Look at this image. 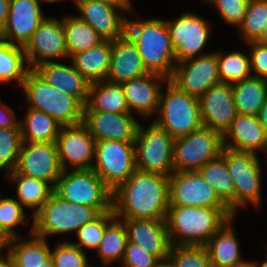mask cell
<instances>
[{
    "label": "cell",
    "instance_id": "6f0895ef",
    "mask_svg": "<svg viewBox=\"0 0 267 267\" xmlns=\"http://www.w3.org/2000/svg\"><path fill=\"white\" fill-rule=\"evenodd\" d=\"M154 267H172L170 261L164 260V261H159Z\"/></svg>",
    "mask_w": 267,
    "mask_h": 267
},
{
    "label": "cell",
    "instance_id": "ac0fdd59",
    "mask_svg": "<svg viewBox=\"0 0 267 267\" xmlns=\"http://www.w3.org/2000/svg\"><path fill=\"white\" fill-rule=\"evenodd\" d=\"M55 142L62 170L92 169L96 140L83 123L62 126Z\"/></svg>",
    "mask_w": 267,
    "mask_h": 267
},
{
    "label": "cell",
    "instance_id": "ffe728a7",
    "mask_svg": "<svg viewBox=\"0 0 267 267\" xmlns=\"http://www.w3.org/2000/svg\"><path fill=\"white\" fill-rule=\"evenodd\" d=\"M167 80L162 75L148 72L122 83L129 112L147 120L151 116L156 117L160 94Z\"/></svg>",
    "mask_w": 267,
    "mask_h": 267
},
{
    "label": "cell",
    "instance_id": "d6986e66",
    "mask_svg": "<svg viewBox=\"0 0 267 267\" xmlns=\"http://www.w3.org/2000/svg\"><path fill=\"white\" fill-rule=\"evenodd\" d=\"M198 99L203 127L223 135L237 114L232 84L214 85Z\"/></svg>",
    "mask_w": 267,
    "mask_h": 267
},
{
    "label": "cell",
    "instance_id": "4316f807",
    "mask_svg": "<svg viewBox=\"0 0 267 267\" xmlns=\"http://www.w3.org/2000/svg\"><path fill=\"white\" fill-rule=\"evenodd\" d=\"M27 240L23 236L9 239L6 255L14 267H39L51 257V246L48 239L33 233L30 227Z\"/></svg>",
    "mask_w": 267,
    "mask_h": 267
},
{
    "label": "cell",
    "instance_id": "8992f818",
    "mask_svg": "<svg viewBox=\"0 0 267 267\" xmlns=\"http://www.w3.org/2000/svg\"><path fill=\"white\" fill-rule=\"evenodd\" d=\"M100 213L93 207L71 204L53 191L45 204L32 216L33 233L45 239L52 235L74 233Z\"/></svg>",
    "mask_w": 267,
    "mask_h": 267
},
{
    "label": "cell",
    "instance_id": "44dd1931",
    "mask_svg": "<svg viewBox=\"0 0 267 267\" xmlns=\"http://www.w3.org/2000/svg\"><path fill=\"white\" fill-rule=\"evenodd\" d=\"M39 0H10L9 14L1 40L24 47L45 19Z\"/></svg>",
    "mask_w": 267,
    "mask_h": 267
},
{
    "label": "cell",
    "instance_id": "1f68e13d",
    "mask_svg": "<svg viewBox=\"0 0 267 267\" xmlns=\"http://www.w3.org/2000/svg\"><path fill=\"white\" fill-rule=\"evenodd\" d=\"M236 111L257 116L267 95V80L250 77L232 84Z\"/></svg>",
    "mask_w": 267,
    "mask_h": 267
},
{
    "label": "cell",
    "instance_id": "cb8c5ba5",
    "mask_svg": "<svg viewBox=\"0 0 267 267\" xmlns=\"http://www.w3.org/2000/svg\"><path fill=\"white\" fill-rule=\"evenodd\" d=\"M222 137L223 147L257 154L261 151L267 159V131L257 116L237 113Z\"/></svg>",
    "mask_w": 267,
    "mask_h": 267
},
{
    "label": "cell",
    "instance_id": "b9f144b4",
    "mask_svg": "<svg viewBox=\"0 0 267 267\" xmlns=\"http://www.w3.org/2000/svg\"><path fill=\"white\" fill-rule=\"evenodd\" d=\"M115 218L113 209L101 213L93 221L86 223L81 227L77 233V242H72L74 245L80 247L83 251L87 248L89 250L95 251L100 244L106 226Z\"/></svg>",
    "mask_w": 267,
    "mask_h": 267
},
{
    "label": "cell",
    "instance_id": "83f0119b",
    "mask_svg": "<svg viewBox=\"0 0 267 267\" xmlns=\"http://www.w3.org/2000/svg\"><path fill=\"white\" fill-rule=\"evenodd\" d=\"M229 219L205 244L212 267H231L242 261L241 244Z\"/></svg>",
    "mask_w": 267,
    "mask_h": 267
},
{
    "label": "cell",
    "instance_id": "60d3db41",
    "mask_svg": "<svg viewBox=\"0 0 267 267\" xmlns=\"http://www.w3.org/2000/svg\"><path fill=\"white\" fill-rule=\"evenodd\" d=\"M24 209L16 198L0 196V230L8 239L23 236L15 228L27 221Z\"/></svg>",
    "mask_w": 267,
    "mask_h": 267
},
{
    "label": "cell",
    "instance_id": "f546056e",
    "mask_svg": "<svg viewBox=\"0 0 267 267\" xmlns=\"http://www.w3.org/2000/svg\"><path fill=\"white\" fill-rule=\"evenodd\" d=\"M83 111H101L107 113L129 112L122 85L106 80L91 83L88 101Z\"/></svg>",
    "mask_w": 267,
    "mask_h": 267
},
{
    "label": "cell",
    "instance_id": "c3c4849f",
    "mask_svg": "<svg viewBox=\"0 0 267 267\" xmlns=\"http://www.w3.org/2000/svg\"><path fill=\"white\" fill-rule=\"evenodd\" d=\"M15 112L11 106L0 99V128H20V118L17 119Z\"/></svg>",
    "mask_w": 267,
    "mask_h": 267
},
{
    "label": "cell",
    "instance_id": "8d00e7d4",
    "mask_svg": "<svg viewBox=\"0 0 267 267\" xmlns=\"http://www.w3.org/2000/svg\"><path fill=\"white\" fill-rule=\"evenodd\" d=\"M29 69L23 47L0 39V84L17 82L21 88Z\"/></svg>",
    "mask_w": 267,
    "mask_h": 267
},
{
    "label": "cell",
    "instance_id": "7c38bea8",
    "mask_svg": "<svg viewBox=\"0 0 267 267\" xmlns=\"http://www.w3.org/2000/svg\"><path fill=\"white\" fill-rule=\"evenodd\" d=\"M165 21L169 28L177 63L209 53L202 51L211 37L213 26L207 19L188 11L183 12L179 17L165 19Z\"/></svg>",
    "mask_w": 267,
    "mask_h": 267
},
{
    "label": "cell",
    "instance_id": "6125c7cd",
    "mask_svg": "<svg viewBox=\"0 0 267 267\" xmlns=\"http://www.w3.org/2000/svg\"><path fill=\"white\" fill-rule=\"evenodd\" d=\"M41 2H47L49 4H53V3H56V2H61V1H65V0H39Z\"/></svg>",
    "mask_w": 267,
    "mask_h": 267
},
{
    "label": "cell",
    "instance_id": "d6a6232c",
    "mask_svg": "<svg viewBox=\"0 0 267 267\" xmlns=\"http://www.w3.org/2000/svg\"><path fill=\"white\" fill-rule=\"evenodd\" d=\"M25 117L20 119L22 142L56 141L61 126L44 111L27 108Z\"/></svg>",
    "mask_w": 267,
    "mask_h": 267
},
{
    "label": "cell",
    "instance_id": "836d02e7",
    "mask_svg": "<svg viewBox=\"0 0 267 267\" xmlns=\"http://www.w3.org/2000/svg\"><path fill=\"white\" fill-rule=\"evenodd\" d=\"M198 172L215 189L219 199L235 215L234 183L229 175L225 160L219 156L203 165Z\"/></svg>",
    "mask_w": 267,
    "mask_h": 267
},
{
    "label": "cell",
    "instance_id": "7a4b0ae2",
    "mask_svg": "<svg viewBox=\"0 0 267 267\" xmlns=\"http://www.w3.org/2000/svg\"><path fill=\"white\" fill-rule=\"evenodd\" d=\"M125 33L135 43L147 72L171 79L177 61L166 21L127 18Z\"/></svg>",
    "mask_w": 267,
    "mask_h": 267
},
{
    "label": "cell",
    "instance_id": "f1b7e54d",
    "mask_svg": "<svg viewBox=\"0 0 267 267\" xmlns=\"http://www.w3.org/2000/svg\"><path fill=\"white\" fill-rule=\"evenodd\" d=\"M112 41L103 40L95 47L74 54L69 60L90 83L105 81L110 67Z\"/></svg>",
    "mask_w": 267,
    "mask_h": 267
},
{
    "label": "cell",
    "instance_id": "680465c9",
    "mask_svg": "<svg viewBox=\"0 0 267 267\" xmlns=\"http://www.w3.org/2000/svg\"><path fill=\"white\" fill-rule=\"evenodd\" d=\"M39 267H55L54 262L52 258L50 257L48 260H46L44 263L41 264Z\"/></svg>",
    "mask_w": 267,
    "mask_h": 267
},
{
    "label": "cell",
    "instance_id": "681fc988",
    "mask_svg": "<svg viewBox=\"0 0 267 267\" xmlns=\"http://www.w3.org/2000/svg\"><path fill=\"white\" fill-rule=\"evenodd\" d=\"M10 0H0V38L9 14Z\"/></svg>",
    "mask_w": 267,
    "mask_h": 267
},
{
    "label": "cell",
    "instance_id": "db71d44e",
    "mask_svg": "<svg viewBox=\"0 0 267 267\" xmlns=\"http://www.w3.org/2000/svg\"><path fill=\"white\" fill-rule=\"evenodd\" d=\"M101 2H109L118 6H132L130 0H96Z\"/></svg>",
    "mask_w": 267,
    "mask_h": 267
},
{
    "label": "cell",
    "instance_id": "ee69618b",
    "mask_svg": "<svg viewBox=\"0 0 267 267\" xmlns=\"http://www.w3.org/2000/svg\"><path fill=\"white\" fill-rule=\"evenodd\" d=\"M55 267H90L85 251L71 241L63 240L51 250Z\"/></svg>",
    "mask_w": 267,
    "mask_h": 267
},
{
    "label": "cell",
    "instance_id": "ab89813d",
    "mask_svg": "<svg viewBox=\"0 0 267 267\" xmlns=\"http://www.w3.org/2000/svg\"><path fill=\"white\" fill-rule=\"evenodd\" d=\"M168 260L172 267H212L205 245H171Z\"/></svg>",
    "mask_w": 267,
    "mask_h": 267
},
{
    "label": "cell",
    "instance_id": "bcb514c9",
    "mask_svg": "<svg viewBox=\"0 0 267 267\" xmlns=\"http://www.w3.org/2000/svg\"><path fill=\"white\" fill-rule=\"evenodd\" d=\"M159 260L142 247L128 242L121 261L122 267H154Z\"/></svg>",
    "mask_w": 267,
    "mask_h": 267
},
{
    "label": "cell",
    "instance_id": "be15d7a7",
    "mask_svg": "<svg viewBox=\"0 0 267 267\" xmlns=\"http://www.w3.org/2000/svg\"><path fill=\"white\" fill-rule=\"evenodd\" d=\"M213 0H202V2L206 3V4H210Z\"/></svg>",
    "mask_w": 267,
    "mask_h": 267
},
{
    "label": "cell",
    "instance_id": "91938a15",
    "mask_svg": "<svg viewBox=\"0 0 267 267\" xmlns=\"http://www.w3.org/2000/svg\"><path fill=\"white\" fill-rule=\"evenodd\" d=\"M254 263H255V267H267V256H266V260L265 261H262L260 263V262L255 260Z\"/></svg>",
    "mask_w": 267,
    "mask_h": 267
},
{
    "label": "cell",
    "instance_id": "e575fe53",
    "mask_svg": "<svg viewBox=\"0 0 267 267\" xmlns=\"http://www.w3.org/2000/svg\"><path fill=\"white\" fill-rule=\"evenodd\" d=\"M128 243L124 222L115 217L105 228L103 238L95 250L102 265L112 266L123 259ZM112 264V265H111Z\"/></svg>",
    "mask_w": 267,
    "mask_h": 267
},
{
    "label": "cell",
    "instance_id": "7bdbcfd3",
    "mask_svg": "<svg viewBox=\"0 0 267 267\" xmlns=\"http://www.w3.org/2000/svg\"><path fill=\"white\" fill-rule=\"evenodd\" d=\"M21 145L20 128H0V162L9 172L17 166Z\"/></svg>",
    "mask_w": 267,
    "mask_h": 267
},
{
    "label": "cell",
    "instance_id": "603a6c76",
    "mask_svg": "<svg viewBox=\"0 0 267 267\" xmlns=\"http://www.w3.org/2000/svg\"><path fill=\"white\" fill-rule=\"evenodd\" d=\"M127 230L128 242L138 245L159 261L168 259L171 247L166 220L121 219Z\"/></svg>",
    "mask_w": 267,
    "mask_h": 267
},
{
    "label": "cell",
    "instance_id": "f907efd6",
    "mask_svg": "<svg viewBox=\"0 0 267 267\" xmlns=\"http://www.w3.org/2000/svg\"><path fill=\"white\" fill-rule=\"evenodd\" d=\"M257 117H258L260 123L263 125V127L267 131V95L265 98V102H264L263 106L261 107Z\"/></svg>",
    "mask_w": 267,
    "mask_h": 267
},
{
    "label": "cell",
    "instance_id": "11a10c76",
    "mask_svg": "<svg viewBox=\"0 0 267 267\" xmlns=\"http://www.w3.org/2000/svg\"><path fill=\"white\" fill-rule=\"evenodd\" d=\"M231 267H255V263H254V260H242L240 262H238L237 264H234L233 266Z\"/></svg>",
    "mask_w": 267,
    "mask_h": 267
},
{
    "label": "cell",
    "instance_id": "5b68a950",
    "mask_svg": "<svg viewBox=\"0 0 267 267\" xmlns=\"http://www.w3.org/2000/svg\"><path fill=\"white\" fill-rule=\"evenodd\" d=\"M160 94L159 109L154 121L174 139L203 127L199 99L181 90L170 79ZM165 90V91H164Z\"/></svg>",
    "mask_w": 267,
    "mask_h": 267
},
{
    "label": "cell",
    "instance_id": "3957f363",
    "mask_svg": "<svg viewBox=\"0 0 267 267\" xmlns=\"http://www.w3.org/2000/svg\"><path fill=\"white\" fill-rule=\"evenodd\" d=\"M235 215L229 208L169 206L166 223L171 245H205Z\"/></svg>",
    "mask_w": 267,
    "mask_h": 267
},
{
    "label": "cell",
    "instance_id": "277c9868",
    "mask_svg": "<svg viewBox=\"0 0 267 267\" xmlns=\"http://www.w3.org/2000/svg\"><path fill=\"white\" fill-rule=\"evenodd\" d=\"M21 88L28 108L44 111L61 127L82 123L84 106L73 96L52 87L33 69L27 71Z\"/></svg>",
    "mask_w": 267,
    "mask_h": 267
},
{
    "label": "cell",
    "instance_id": "f5cc1de1",
    "mask_svg": "<svg viewBox=\"0 0 267 267\" xmlns=\"http://www.w3.org/2000/svg\"><path fill=\"white\" fill-rule=\"evenodd\" d=\"M255 42L259 45L267 47V26L264 28L263 32Z\"/></svg>",
    "mask_w": 267,
    "mask_h": 267
},
{
    "label": "cell",
    "instance_id": "4fadbf2b",
    "mask_svg": "<svg viewBox=\"0 0 267 267\" xmlns=\"http://www.w3.org/2000/svg\"><path fill=\"white\" fill-rule=\"evenodd\" d=\"M23 49L30 69L53 60L69 59L62 19L46 16Z\"/></svg>",
    "mask_w": 267,
    "mask_h": 267
},
{
    "label": "cell",
    "instance_id": "8fae6325",
    "mask_svg": "<svg viewBox=\"0 0 267 267\" xmlns=\"http://www.w3.org/2000/svg\"><path fill=\"white\" fill-rule=\"evenodd\" d=\"M222 134L202 127L190 134L174 139V172L198 171L207 162L218 158L223 149Z\"/></svg>",
    "mask_w": 267,
    "mask_h": 267
},
{
    "label": "cell",
    "instance_id": "ba28073f",
    "mask_svg": "<svg viewBox=\"0 0 267 267\" xmlns=\"http://www.w3.org/2000/svg\"><path fill=\"white\" fill-rule=\"evenodd\" d=\"M54 191L71 204L112 210V191L93 169L63 170Z\"/></svg>",
    "mask_w": 267,
    "mask_h": 267
},
{
    "label": "cell",
    "instance_id": "52a82bcc",
    "mask_svg": "<svg viewBox=\"0 0 267 267\" xmlns=\"http://www.w3.org/2000/svg\"><path fill=\"white\" fill-rule=\"evenodd\" d=\"M220 156L225 160L234 183L235 216L239 209H244L248 204L256 208L261 206L263 174L259 154L224 147Z\"/></svg>",
    "mask_w": 267,
    "mask_h": 267
},
{
    "label": "cell",
    "instance_id": "f6af8a7d",
    "mask_svg": "<svg viewBox=\"0 0 267 267\" xmlns=\"http://www.w3.org/2000/svg\"><path fill=\"white\" fill-rule=\"evenodd\" d=\"M250 0H213L218 15L227 25L238 28L242 23Z\"/></svg>",
    "mask_w": 267,
    "mask_h": 267
},
{
    "label": "cell",
    "instance_id": "484cf974",
    "mask_svg": "<svg viewBox=\"0 0 267 267\" xmlns=\"http://www.w3.org/2000/svg\"><path fill=\"white\" fill-rule=\"evenodd\" d=\"M148 73L135 43L125 33L112 41L110 67L106 81L122 84Z\"/></svg>",
    "mask_w": 267,
    "mask_h": 267
},
{
    "label": "cell",
    "instance_id": "4dcf8cb0",
    "mask_svg": "<svg viewBox=\"0 0 267 267\" xmlns=\"http://www.w3.org/2000/svg\"><path fill=\"white\" fill-rule=\"evenodd\" d=\"M8 181L16 184V199L25 209H31L32 216L49 199L54 188L47 182L18 173L16 170L9 172Z\"/></svg>",
    "mask_w": 267,
    "mask_h": 267
},
{
    "label": "cell",
    "instance_id": "9a60e30c",
    "mask_svg": "<svg viewBox=\"0 0 267 267\" xmlns=\"http://www.w3.org/2000/svg\"><path fill=\"white\" fill-rule=\"evenodd\" d=\"M169 206L228 208L198 171L173 172L169 176Z\"/></svg>",
    "mask_w": 267,
    "mask_h": 267
},
{
    "label": "cell",
    "instance_id": "e7e4bbea",
    "mask_svg": "<svg viewBox=\"0 0 267 267\" xmlns=\"http://www.w3.org/2000/svg\"><path fill=\"white\" fill-rule=\"evenodd\" d=\"M90 267H96V266H94L93 264H91ZM97 267H111V266L104 265V266H97Z\"/></svg>",
    "mask_w": 267,
    "mask_h": 267
},
{
    "label": "cell",
    "instance_id": "d4e9b609",
    "mask_svg": "<svg viewBox=\"0 0 267 267\" xmlns=\"http://www.w3.org/2000/svg\"><path fill=\"white\" fill-rule=\"evenodd\" d=\"M33 70L52 87L73 96L83 106L87 104L91 83L75 68L72 61L68 65L61 61L46 62Z\"/></svg>",
    "mask_w": 267,
    "mask_h": 267
},
{
    "label": "cell",
    "instance_id": "7402d4cb",
    "mask_svg": "<svg viewBox=\"0 0 267 267\" xmlns=\"http://www.w3.org/2000/svg\"><path fill=\"white\" fill-rule=\"evenodd\" d=\"M82 123L96 141H135L140 121L130 112L83 111Z\"/></svg>",
    "mask_w": 267,
    "mask_h": 267
},
{
    "label": "cell",
    "instance_id": "9c48e42d",
    "mask_svg": "<svg viewBox=\"0 0 267 267\" xmlns=\"http://www.w3.org/2000/svg\"><path fill=\"white\" fill-rule=\"evenodd\" d=\"M174 138L154 121L141 123L135 138L136 169L170 176L173 172Z\"/></svg>",
    "mask_w": 267,
    "mask_h": 267
},
{
    "label": "cell",
    "instance_id": "94428289",
    "mask_svg": "<svg viewBox=\"0 0 267 267\" xmlns=\"http://www.w3.org/2000/svg\"><path fill=\"white\" fill-rule=\"evenodd\" d=\"M0 170H5L6 172L4 173V176L6 177V179H8L9 176V171L8 169L0 162Z\"/></svg>",
    "mask_w": 267,
    "mask_h": 267
},
{
    "label": "cell",
    "instance_id": "6da1fadb",
    "mask_svg": "<svg viewBox=\"0 0 267 267\" xmlns=\"http://www.w3.org/2000/svg\"><path fill=\"white\" fill-rule=\"evenodd\" d=\"M169 208V176L135 172L112 192V209L118 219L166 220Z\"/></svg>",
    "mask_w": 267,
    "mask_h": 267
},
{
    "label": "cell",
    "instance_id": "30bf717a",
    "mask_svg": "<svg viewBox=\"0 0 267 267\" xmlns=\"http://www.w3.org/2000/svg\"><path fill=\"white\" fill-rule=\"evenodd\" d=\"M92 169L115 191L136 170L135 141H96Z\"/></svg>",
    "mask_w": 267,
    "mask_h": 267
},
{
    "label": "cell",
    "instance_id": "d590c367",
    "mask_svg": "<svg viewBox=\"0 0 267 267\" xmlns=\"http://www.w3.org/2000/svg\"><path fill=\"white\" fill-rule=\"evenodd\" d=\"M62 23L69 59L74 54L89 50L103 41L91 25L76 15H64Z\"/></svg>",
    "mask_w": 267,
    "mask_h": 267
},
{
    "label": "cell",
    "instance_id": "5bb4252c",
    "mask_svg": "<svg viewBox=\"0 0 267 267\" xmlns=\"http://www.w3.org/2000/svg\"><path fill=\"white\" fill-rule=\"evenodd\" d=\"M79 19L91 25L103 40L114 41L126 31V13L134 14L133 6H118L96 0H71Z\"/></svg>",
    "mask_w": 267,
    "mask_h": 267
},
{
    "label": "cell",
    "instance_id": "f35d334b",
    "mask_svg": "<svg viewBox=\"0 0 267 267\" xmlns=\"http://www.w3.org/2000/svg\"><path fill=\"white\" fill-rule=\"evenodd\" d=\"M267 26V0H250L239 25V36L245 43L255 42Z\"/></svg>",
    "mask_w": 267,
    "mask_h": 267
},
{
    "label": "cell",
    "instance_id": "7dc6e473",
    "mask_svg": "<svg viewBox=\"0 0 267 267\" xmlns=\"http://www.w3.org/2000/svg\"><path fill=\"white\" fill-rule=\"evenodd\" d=\"M245 44L250 49L249 58L252 76L267 80V47L256 42Z\"/></svg>",
    "mask_w": 267,
    "mask_h": 267
},
{
    "label": "cell",
    "instance_id": "e0dca14e",
    "mask_svg": "<svg viewBox=\"0 0 267 267\" xmlns=\"http://www.w3.org/2000/svg\"><path fill=\"white\" fill-rule=\"evenodd\" d=\"M15 170L45 181L54 188L63 171L56 142H22Z\"/></svg>",
    "mask_w": 267,
    "mask_h": 267
},
{
    "label": "cell",
    "instance_id": "816d5d0a",
    "mask_svg": "<svg viewBox=\"0 0 267 267\" xmlns=\"http://www.w3.org/2000/svg\"><path fill=\"white\" fill-rule=\"evenodd\" d=\"M8 241L9 239L0 230V256L5 255L3 250L7 249Z\"/></svg>",
    "mask_w": 267,
    "mask_h": 267
},
{
    "label": "cell",
    "instance_id": "74e56055",
    "mask_svg": "<svg viewBox=\"0 0 267 267\" xmlns=\"http://www.w3.org/2000/svg\"><path fill=\"white\" fill-rule=\"evenodd\" d=\"M217 61L222 83L233 84L252 77L249 54L245 52L217 50Z\"/></svg>",
    "mask_w": 267,
    "mask_h": 267
},
{
    "label": "cell",
    "instance_id": "2e32d148",
    "mask_svg": "<svg viewBox=\"0 0 267 267\" xmlns=\"http://www.w3.org/2000/svg\"><path fill=\"white\" fill-rule=\"evenodd\" d=\"M170 80L181 90L199 98L210 87L221 83L217 51L178 62Z\"/></svg>",
    "mask_w": 267,
    "mask_h": 267
},
{
    "label": "cell",
    "instance_id": "9f6ffc18",
    "mask_svg": "<svg viewBox=\"0 0 267 267\" xmlns=\"http://www.w3.org/2000/svg\"><path fill=\"white\" fill-rule=\"evenodd\" d=\"M0 267H14L6 254L0 256Z\"/></svg>",
    "mask_w": 267,
    "mask_h": 267
}]
</instances>
